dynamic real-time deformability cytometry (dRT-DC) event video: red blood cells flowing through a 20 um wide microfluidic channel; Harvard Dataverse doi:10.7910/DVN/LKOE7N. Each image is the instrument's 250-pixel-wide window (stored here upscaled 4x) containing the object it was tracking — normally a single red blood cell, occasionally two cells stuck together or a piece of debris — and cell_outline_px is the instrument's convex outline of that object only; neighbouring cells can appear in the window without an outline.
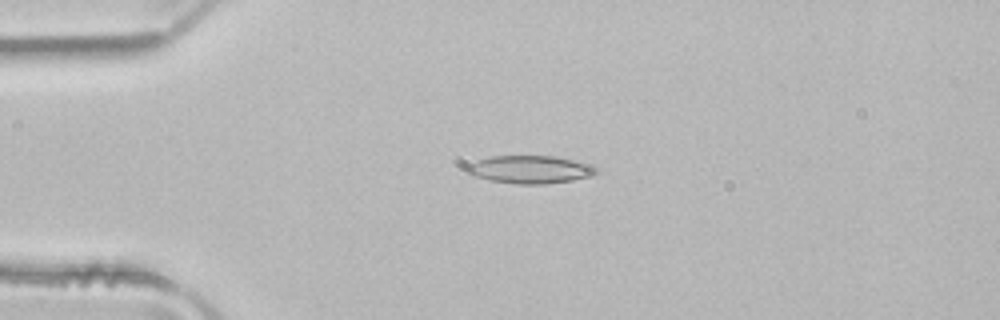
{"species": "common noctule bat (a hibernating species)", "species_latin": "Nyctalus noctula", "temperature_condition": "room temperature", "stored_images_in_passage": 2, "camera_frame_rate_fps": 3000, "um_per_image_px": 0.085, "animal": {"sex": "male", "body_mass_g": 21.5, "forearm_length_mm": 52.0}, "frame": {"image": 1, "passage_image": 1, "time_ms": 0.0, "image_size_px": [1000, 320], "cell_outline_px": [[600, 172], [592, 176], [572, 180], [544, 184], [516, 184], [488, 180], [472, 176], [464, 168], [468, 164], [492, 156], [556, 156], [588, 164], [600, 168]], "centroid_in_image_um": [45.07, 14.41], "position_along_channel_um": 39.9, "area_um2": 21.1}}